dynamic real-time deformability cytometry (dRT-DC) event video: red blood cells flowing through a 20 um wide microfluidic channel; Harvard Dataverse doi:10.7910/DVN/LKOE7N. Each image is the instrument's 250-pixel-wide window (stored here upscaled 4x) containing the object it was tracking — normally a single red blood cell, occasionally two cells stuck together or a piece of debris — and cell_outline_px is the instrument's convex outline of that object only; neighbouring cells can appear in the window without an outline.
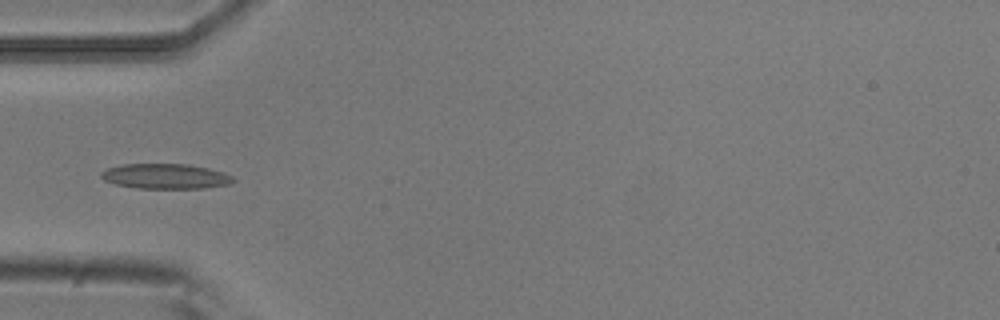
{"species": "common noctule bat (a hibernating species)", "species_latin": "Nyctalus noctula", "temperature_condition": "room temperature", "stored_images_in_passage": 6, "camera_frame_rate_fps": 3000, "um_per_image_px": 0.085, "animal": {"sex": "male", "body_mass_g": 20.5, "forearm_length_mm": 52.5}, "frame": {"image": 1, "passage_image": 6, "time_ms": 1.667, "image_size_px": [1000, 320], "cell_outline_px": [[236, 180], [232, 184], [204, 188], [136, 188], [116, 184], [104, 180], [100, 176], [100, 172], [108, 168], [120, 164], [188, 164], [208, 168], [224, 172], [232, 176]], "centroid_in_image_um": [14.09, 14.98], "position_along_channel_um": 70.9, "area_um2": 19.42}}